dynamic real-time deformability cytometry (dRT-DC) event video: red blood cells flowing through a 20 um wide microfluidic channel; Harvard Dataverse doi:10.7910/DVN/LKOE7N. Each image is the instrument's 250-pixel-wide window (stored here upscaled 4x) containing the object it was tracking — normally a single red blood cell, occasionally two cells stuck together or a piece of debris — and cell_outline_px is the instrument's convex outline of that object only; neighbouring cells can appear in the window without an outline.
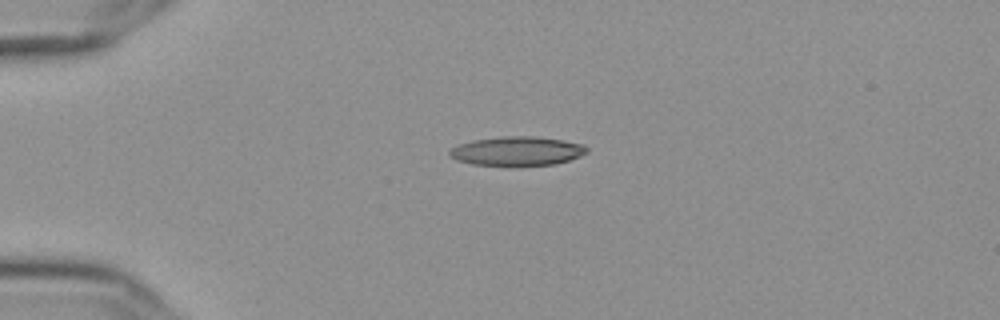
{"species": "Egyptian fruit bat (a non-hibernating species)", "species_latin": "Rousettus aegyptiacus", "temperature_condition": "cold", "stored_images_in_passage": 43, "camera_frame_rate_fps": 3000, "um_per_image_px": 0.085, "frame": {"image": 1, "passage_image": 1, "time_ms": 0.0, "image_size_px": [1000, 320], "cell_outline_px": [[588, 152], [580, 156], [568, 160], [552, 164], [512, 168], [472, 164], [456, 160], [448, 152], [452, 148], [460, 144], [472, 140], [500, 136], [536, 136], [564, 140], [584, 144], [588, 148]], "centroid_in_image_um": [43.96, 12.87], "position_along_channel_um": 41.0, "area_um2": 23.99}}
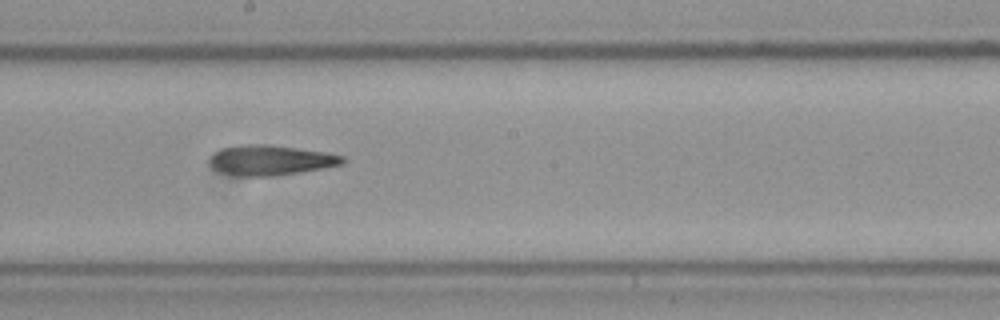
{"frame": {"image": 2, "passage_image": 19, "time_ms": 6.0, "image_size_px": [1000, 320], "cell_outline_px": [[344, 164], [272, 176], [240, 176], [220, 172], [212, 164], [212, 156], [220, 148], [240, 144], [272, 144], [328, 152], [344, 156]], "centroid_in_image_um": [23.03, 13.59], "position_along_channel_um": 225.2, "area_um2": 23.12}}
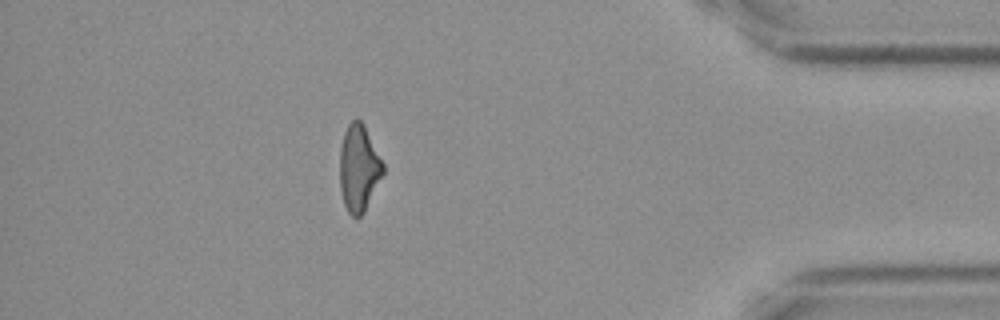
{"frame": {"image": 3, "passage_image": 37, "time_ms": 12.0, "image_size_px": [1000, 320], "cell_outline_px": [[384, 172], [364, 212], [360, 216], [352, 216], [348, 212], [344, 204], [340, 188], [340, 148], [344, 132], [348, 124], [356, 116], [364, 124], [384, 164]], "centroid_in_image_um": [30.49, 14.26], "position_along_channel_um": 404.7, "area_um2": 21.85}, "authors_computed_cell_mechanics": {"area_um2": 22.9466, "velocity_mm_per_s": 3.6388, "shape_relaxation_time_tau1_ms": null, "shape_relaxation_time_tau2_ms": 3.6659, "deformation_change_tau1": null, "deformation_change_tau2": 0.1427}}